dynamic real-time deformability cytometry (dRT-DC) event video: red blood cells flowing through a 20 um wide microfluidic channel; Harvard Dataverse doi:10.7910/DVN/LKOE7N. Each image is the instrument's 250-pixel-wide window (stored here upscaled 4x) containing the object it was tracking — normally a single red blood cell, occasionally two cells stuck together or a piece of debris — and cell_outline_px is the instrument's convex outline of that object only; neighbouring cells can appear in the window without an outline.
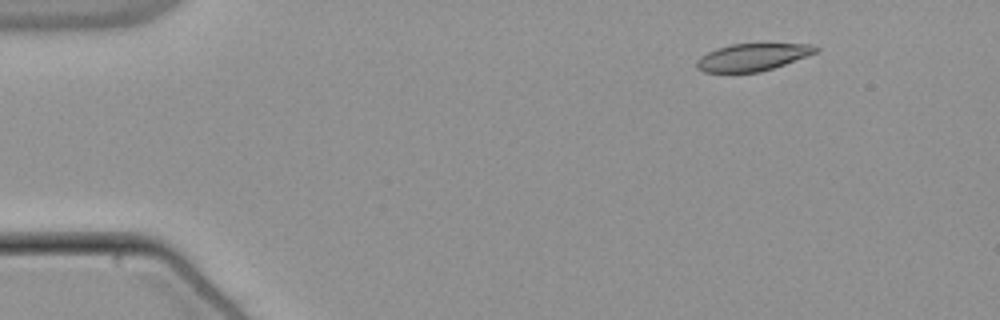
{"species": "common noctule bat (a hibernating species)", "species_latin": "Nyctalus noctula", "temperature_condition": "warm", "stored_images_in_passage": 35, "camera_frame_rate_fps": 3000, "um_per_image_px": 0.085, "animal": {"sex": "male", "body_mass_g": 21.5, "forearm_length_mm": 52.0}, "frame": {"image": 1, "passage_image": 1, "time_ms": 0.0, "image_size_px": [1000, 320], "cell_outline_px": [[796, 56], [780, 64], [768, 68], [748, 72], [720, 72], [744, 44], [784, 44]], "centroid_in_image_um": [64.45, 4.9], "position_along_channel_um": 20.5, "area_um2": 10.23}}
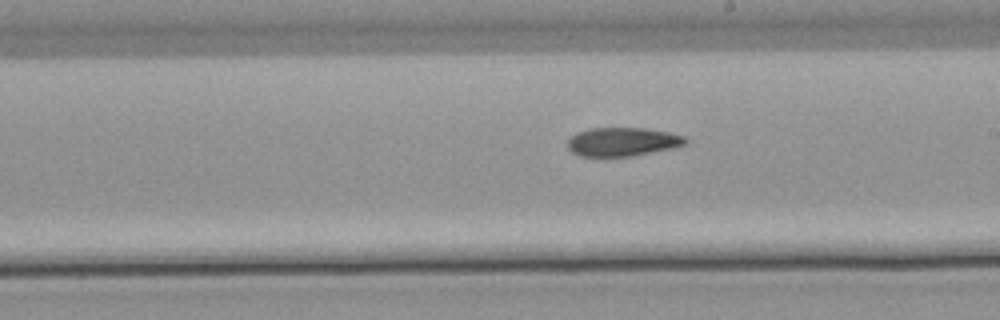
{"frame": {"image": 2, "passage_image": 25, "time_ms": 8.0, "image_size_px": [1000, 320], "cell_outline_px": [[680, 140], [672, 144], [632, 152], [592, 152], [576, 148], [576, 144], [624, 132], [644, 132], [668, 136]], "centroid_in_image_um": [53.27, 12.12], "position_along_channel_um": 235.7, "area_um2": 10.12}}
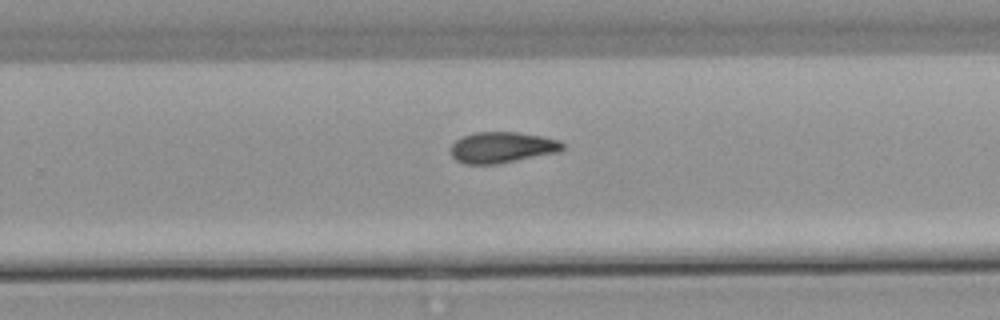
{"frame": {"image": 3, "passage_image": 29, "time_ms": 9.333, "image_size_px": [1000, 320], "cell_outline_px": [[556, 148], [496, 160], [468, 160], [460, 156], [456, 152], [484, 136], [516, 136], [544, 140], [556, 144]], "centroid_in_image_um": [42.77, 12.55], "position_along_channel_um": 287.0, "area_um2": 11.91}}